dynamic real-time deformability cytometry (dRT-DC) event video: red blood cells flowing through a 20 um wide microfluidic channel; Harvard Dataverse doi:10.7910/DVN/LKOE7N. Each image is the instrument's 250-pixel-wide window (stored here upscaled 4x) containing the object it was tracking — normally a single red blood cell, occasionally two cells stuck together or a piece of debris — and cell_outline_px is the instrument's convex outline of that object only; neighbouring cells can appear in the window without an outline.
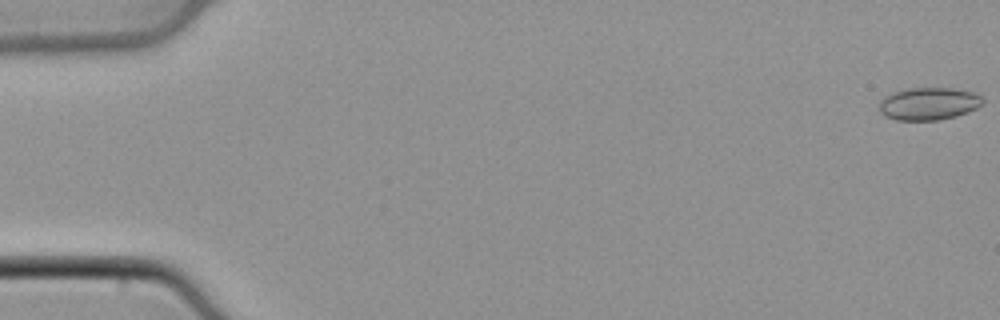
{"species": "common noctule bat (a hibernating species)", "species_latin": "Nyctalus noctula", "temperature_condition": "cold", "stored_images_in_passage": 49, "camera_frame_rate_fps": 3000, "um_per_image_px": 0.085, "animal": {"sex": "male", "body_mass_g": 21.5, "forearm_length_mm": 52.0}, "frame": {"image": 1, "passage_image": 1, "time_ms": 0.0, "image_size_px": [1000, 320], "cell_outline_px": [[984, 100], [976, 108], [956, 116], [940, 120], [896, 120], [884, 116], [880, 112], [880, 100], [884, 96], [892, 92], [908, 88], [952, 88], [972, 92], [980, 96]], "centroid_in_image_um": [78.89, 8.81], "position_along_channel_um": 6.1, "area_um2": 19.59}}
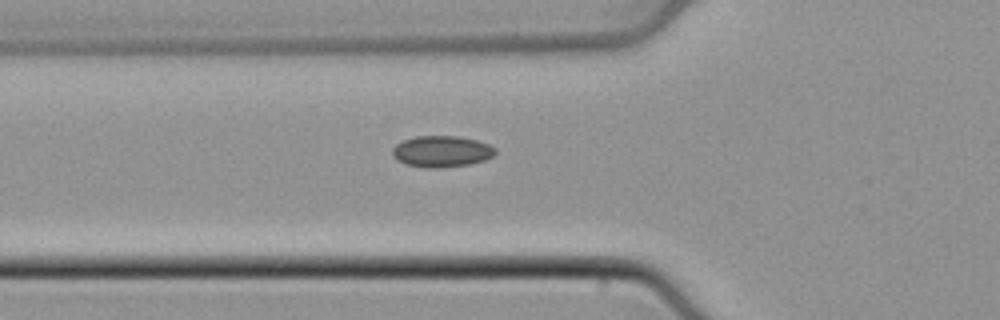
{"frame": {"image": 2, "passage_image": 18, "time_ms": 5.667, "image_size_px": [1000, 320], "cell_outline_px": [[496, 152], [492, 156], [484, 160], [468, 164], [440, 168], [424, 168], [408, 164], [396, 160], [392, 156], [392, 148], [396, 144], [404, 140], [416, 136], [456, 136], [476, 140], [488, 144], [496, 148]], "centroid_in_image_um": [37.51, 12.87], "position_along_channel_um": 88.3, "area_um2": 18.73}}
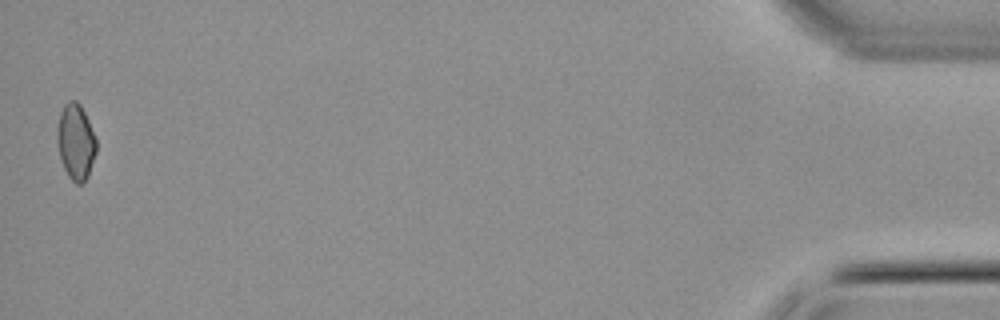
{"frame": {"image": 3, "passage_image": 49, "time_ms": 16.0, "image_size_px": [1000, 320], "cell_outline_px": [[96, 152], [88, 176], [80, 184], [76, 184], [68, 176], [64, 168], [60, 156], [56, 140], [56, 128], [60, 112], [64, 104], [68, 100], [76, 100], [80, 104], [88, 120], [96, 140]], "centroid_in_image_um": [6.41, 12.03], "position_along_channel_um": 428.8, "area_um2": 17.28}}